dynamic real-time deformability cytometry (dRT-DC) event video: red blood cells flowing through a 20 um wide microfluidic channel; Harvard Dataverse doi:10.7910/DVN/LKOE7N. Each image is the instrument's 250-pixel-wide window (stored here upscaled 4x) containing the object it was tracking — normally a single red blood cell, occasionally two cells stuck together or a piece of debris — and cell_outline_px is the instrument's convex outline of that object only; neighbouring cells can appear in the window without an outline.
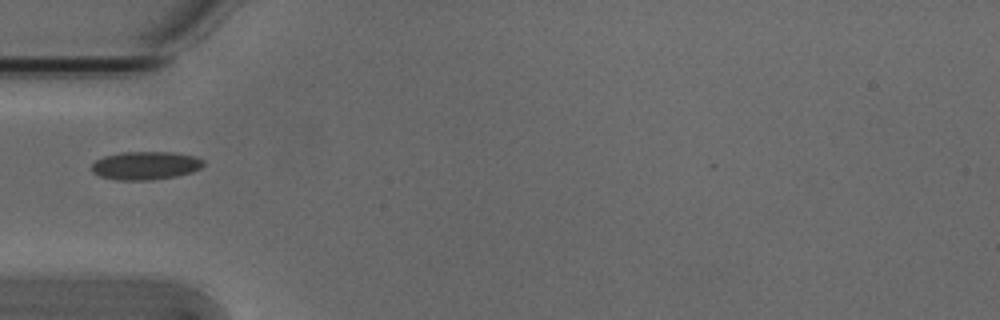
{"species": "Egyptian fruit bat (a non-hibernating species)", "species_latin": "Rousettus aegyptiacus", "temperature_condition": "cold", "stored_images_in_passage": 2, "camera_frame_rate_fps": 3000, "um_per_image_px": 0.085, "animal": {"sex": "male"}, "frame": {"image": 1, "passage_image": 1, "time_ms": 0.0, "image_size_px": [1000, 320], "cell_outline_px": [[204, 164], [200, 168], [192, 172], [176, 176], [152, 180], [116, 180], [100, 176], [92, 172], [88, 168], [96, 160], [104, 156], [120, 152], [172, 152], [196, 156], [204, 160]], "centroid_in_image_um": [12.34, 14.07], "position_along_channel_um": 72.7, "area_um2": 18.61}}